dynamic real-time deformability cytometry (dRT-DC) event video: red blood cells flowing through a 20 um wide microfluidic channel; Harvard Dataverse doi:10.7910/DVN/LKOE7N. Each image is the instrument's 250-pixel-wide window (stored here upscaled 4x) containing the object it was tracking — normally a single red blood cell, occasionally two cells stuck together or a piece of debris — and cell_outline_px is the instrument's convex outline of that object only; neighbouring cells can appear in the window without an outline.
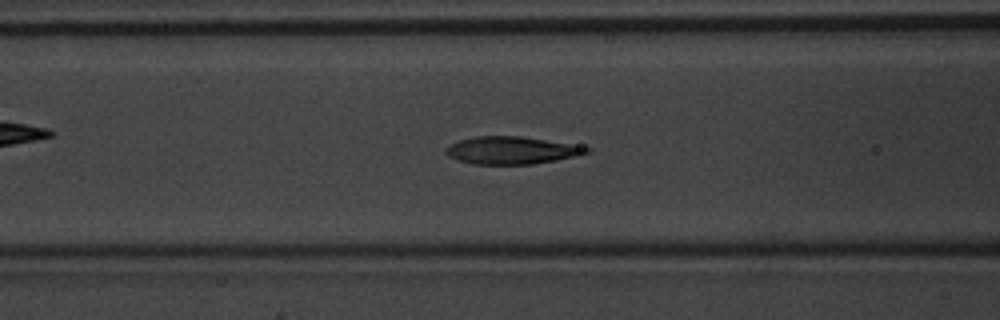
{"species": "common noctule bat (a hibernating species)", "species_latin": "Nyctalus noctula", "temperature_condition": "warm", "stored_images_in_passage": 45, "segment_of_instrument_passage": [1, 2], "camera_frame_rate_fps": 3000, "um_per_image_px": 0.085, "animal": {"sex": "male", "body_mass_g": 20.1, "forearm_length_mm": 53.5}, "frame": {"image": 1, "passage_image": 15, "time_ms": 4.667, "image_size_px": [1000, 320], "cell_outline_px": [[592, 152], [576, 156], [556, 160], [532, 164], [472, 164], [448, 156], [444, 152], [452, 144], [460, 140], [476, 136], [520, 136], [592, 148]], "centroid_in_image_um": [43.5, 12.78], "position_along_channel_um": 123.1, "area_um2": 22.2}}
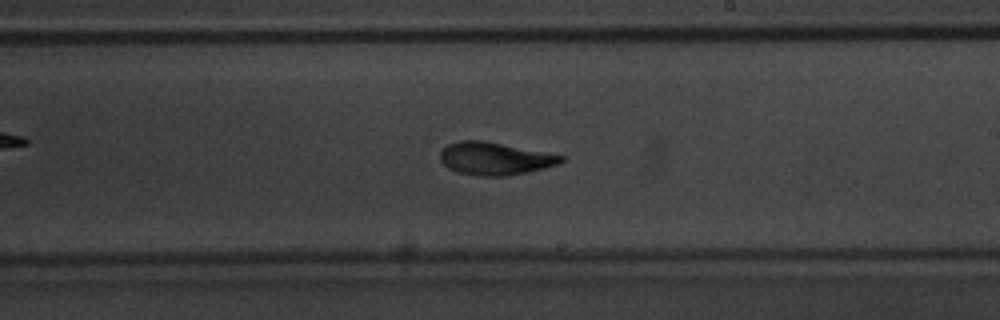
{"frame": {"image": 2, "passage_image": 24, "time_ms": 7.667, "image_size_px": [1000, 320], "cell_outline_px": [[564, 160], [560, 164], [528, 172], [504, 176], [480, 176], [456, 172], [448, 168], [440, 160], [440, 152], [448, 144], [460, 140], [484, 140], [564, 156]], "centroid_in_image_um": [42.04, 13.48], "position_along_channel_um": 247.0, "area_um2": 23.0}}
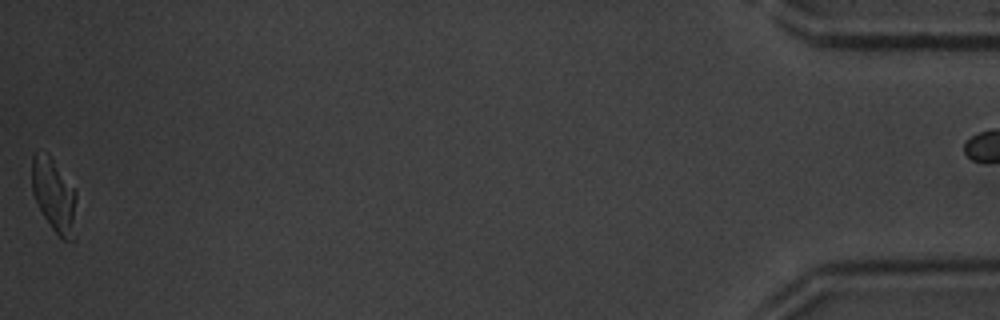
{"frame": {"image": 3, "passage_image": 44, "time_ms": 14.333, "image_size_px": [1000, 320], "cell_outline_px": [[76, 240], [72, 244], [64, 240], [52, 228], [44, 216], [32, 192], [32, 156], [36, 152], [48, 152], [76, 188]], "centroid_in_image_um": [4.66, 16.62], "position_along_channel_um": 430.5, "area_um2": 19.77}}